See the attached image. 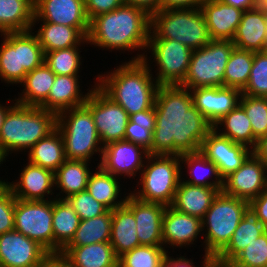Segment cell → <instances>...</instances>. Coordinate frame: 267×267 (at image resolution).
<instances>
[{"label":"cell","mask_w":267,"mask_h":267,"mask_svg":"<svg viewBox=\"0 0 267 267\" xmlns=\"http://www.w3.org/2000/svg\"><path fill=\"white\" fill-rule=\"evenodd\" d=\"M61 252L76 267H118V257L110 242L86 246H66Z\"/></svg>","instance_id":"1f68e13d"},{"label":"cell","mask_w":267,"mask_h":267,"mask_svg":"<svg viewBox=\"0 0 267 267\" xmlns=\"http://www.w3.org/2000/svg\"><path fill=\"white\" fill-rule=\"evenodd\" d=\"M55 77L56 75L43 62L26 74L20 83L24 89L14 100L22 105L40 107L47 100Z\"/></svg>","instance_id":"83f0119b"},{"label":"cell","mask_w":267,"mask_h":267,"mask_svg":"<svg viewBox=\"0 0 267 267\" xmlns=\"http://www.w3.org/2000/svg\"><path fill=\"white\" fill-rule=\"evenodd\" d=\"M134 215L140 245L163 246L162 220L166 206L139 200L131 193L124 204Z\"/></svg>","instance_id":"d6986e66"},{"label":"cell","mask_w":267,"mask_h":267,"mask_svg":"<svg viewBox=\"0 0 267 267\" xmlns=\"http://www.w3.org/2000/svg\"><path fill=\"white\" fill-rule=\"evenodd\" d=\"M37 267H51V266L45 261L43 264Z\"/></svg>","instance_id":"6125c7cd"},{"label":"cell","mask_w":267,"mask_h":267,"mask_svg":"<svg viewBox=\"0 0 267 267\" xmlns=\"http://www.w3.org/2000/svg\"><path fill=\"white\" fill-rule=\"evenodd\" d=\"M193 105L213 126L238 104L242 92L231 87H205L190 90Z\"/></svg>","instance_id":"ffe728a7"},{"label":"cell","mask_w":267,"mask_h":267,"mask_svg":"<svg viewBox=\"0 0 267 267\" xmlns=\"http://www.w3.org/2000/svg\"><path fill=\"white\" fill-rule=\"evenodd\" d=\"M94 83L85 105L92 113L101 144L105 146L111 142L124 140L130 116L97 86V82Z\"/></svg>","instance_id":"4fadbf2b"},{"label":"cell","mask_w":267,"mask_h":267,"mask_svg":"<svg viewBox=\"0 0 267 267\" xmlns=\"http://www.w3.org/2000/svg\"><path fill=\"white\" fill-rule=\"evenodd\" d=\"M183 167L186 168L182 166L180 156L149 154L138 177L136 185L139 188L130 192L139 200L171 206L182 179Z\"/></svg>","instance_id":"8992f818"},{"label":"cell","mask_w":267,"mask_h":267,"mask_svg":"<svg viewBox=\"0 0 267 267\" xmlns=\"http://www.w3.org/2000/svg\"><path fill=\"white\" fill-rule=\"evenodd\" d=\"M267 228L249 205L228 244L213 258L214 267H226L249 243L264 234Z\"/></svg>","instance_id":"cb8c5ba5"},{"label":"cell","mask_w":267,"mask_h":267,"mask_svg":"<svg viewBox=\"0 0 267 267\" xmlns=\"http://www.w3.org/2000/svg\"><path fill=\"white\" fill-rule=\"evenodd\" d=\"M13 101H11L13 103L11 106L10 105L6 106L4 103L0 104V131H1V127L4 123L7 111L16 103L15 100H13ZM3 105H5V106H3Z\"/></svg>","instance_id":"680465c9"},{"label":"cell","mask_w":267,"mask_h":267,"mask_svg":"<svg viewBox=\"0 0 267 267\" xmlns=\"http://www.w3.org/2000/svg\"><path fill=\"white\" fill-rule=\"evenodd\" d=\"M213 128L220 135L229 138L235 143L243 144L252 150L255 148L258 141L254 137L249 118L239 104L217 121L213 125Z\"/></svg>","instance_id":"836d02e7"},{"label":"cell","mask_w":267,"mask_h":267,"mask_svg":"<svg viewBox=\"0 0 267 267\" xmlns=\"http://www.w3.org/2000/svg\"><path fill=\"white\" fill-rule=\"evenodd\" d=\"M257 5H259L263 0H254Z\"/></svg>","instance_id":"e7e4bbea"},{"label":"cell","mask_w":267,"mask_h":267,"mask_svg":"<svg viewBox=\"0 0 267 267\" xmlns=\"http://www.w3.org/2000/svg\"><path fill=\"white\" fill-rule=\"evenodd\" d=\"M167 253L164 246L140 245L118 257V267H161Z\"/></svg>","instance_id":"b9f144b4"},{"label":"cell","mask_w":267,"mask_h":267,"mask_svg":"<svg viewBox=\"0 0 267 267\" xmlns=\"http://www.w3.org/2000/svg\"><path fill=\"white\" fill-rule=\"evenodd\" d=\"M56 128L62 135L67 160L91 162L98 153L101 160L103 145L92 113L85 104L57 114Z\"/></svg>","instance_id":"52a82bcc"},{"label":"cell","mask_w":267,"mask_h":267,"mask_svg":"<svg viewBox=\"0 0 267 267\" xmlns=\"http://www.w3.org/2000/svg\"><path fill=\"white\" fill-rule=\"evenodd\" d=\"M34 0H0V33L31 30Z\"/></svg>","instance_id":"d590c367"},{"label":"cell","mask_w":267,"mask_h":267,"mask_svg":"<svg viewBox=\"0 0 267 267\" xmlns=\"http://www.w3.org/2000/svg\"><path fill=\"white\" fill-rule=\"evenodd\" d=\"M149 39H172L192 50L211 40L200 8H172L153 13Z\"/></svg>","instance_id":"5b68a950"},{"label":"cell","mask_w":267,"mask_h":267,"mask_svg":"<svg viewBox=\"0 0 267 267\" xmlns=\"http://www.w3.org/2000/svg\"><path fill=\"white\" fill-rule=\"evenodd\" d=\"M84 2L89 21L97 15L117 9L124 3L123 0H84Z\"/></svg>","instance_id":"681fc988"},{"label":"cell","mask_w":267,"mask_h":267,"mask_svg":"<svg viewBox=\"0 0 267 267\" xmlns=\"http://www.w3.org/2000/svg\"><path fill=\"white\" fill-rule=\"evenodd\" d=\"M46 262L51 267H76L62 252L48 253Z\"/></svg>","instance_id":"11a10c76"},{"label":"cell","mask_w":267,"mask_h":267,"mask_svg":"<svg viewBox=\"0 0 267 267\" xmlns=\"http://www.w3.org/2000/svg\"><path fill=\"white\" fill-rule=\"evenodd\" d=\"M48 253L38 242L16 230L0 235L1 267H37L46 261Z\"/></svg>","instance_id":"ac0fdd59"},{"label":"cell","mask_w":267,"mask_h":267,"mask_svg":"<svg viewBox=\"0 0 267 267\" xmlns=\"http://www.w3.org/2000/svg\"><path fill=\"white\" fill-rule=\"evenodd\" d=\"M266 22H267V10H266ZM266 50H267V27H266Z\"/></svg>","instance_id":"be15d7a7"},{"label":"cell","mask_w":267,"mask_h":267,"mask_svg":"<svg viewBox=\"0 0 267 267\" xmlns=\"http://www.w3.org/2000/svg\"><path fill=\"white\" fill-rule=\"evenodd\" d=\"M242 94L267 98V50L254 52L249 80Z\"/></svg>","instance_id":"bcb514c9"},{"label":"cell","mask_w":267,"mask_h":267,"mask_svg":"<svg viewBox=\"0 0 267 267\" xmlns=\"http://www.w3.org/2000/svg\"><path fill=\"white\" fill-rule=\"evenodd\" d=\"M180 160L181 164L187 165V171L185 172L188 173L187 176L189 178L187 176L183 178L184 175H182L184 182L191 185L214 187L222 191L223 178L220 176L217 166L212 161H209L200 151L184 153L180 156ZM209 179L210 181H208Z\"/></svg>","instance_id":"8d00e7d4"},{"label":"cell","mask_w":267,"mask_h":267,"mask_svg":"<svg viewBox=\"0 0 267 267\" xmlns=\"http://www.w3.org/2000/svg\"><path fill=\"white\" fill-rule=\"evenodd\" d=\"M15 201L9 188L0 195V235L14 230Z\"/></svg>","instance_id":"c3c4849f"},{"label":"cell","mask_w":267,"mask_h":267,"mask_svg":"<svg viewBox=\"0 0 267 267\" xmlns=\"http://www.w3.org/2000/svg\"><path fill=\"white\" fill-rule=\"evenodd\" d=\"M80 47L74 46L46 52L44 53V63L55 75H78L82 64Z\"/></svg>","instance_id":"7bdbcfd3"},{"label":"cell","mask_w":267,"mask_h":267,"mask_svg":"<svg viewBox=\"0 0 267 267\" xmlns=\"http://www.w3.org/2000/svg\"><path fill=\"white\" fill-rule=\"evenodd\" d=\"M267 188V166L252 153L234 172L223 179L222 191L250 202Z\"/></svg>","instance_id":"9a60e30c"},{"label":"cell","mask_w":267,"mask_h":267,"mask_svg":"<svg viewBox=\"0 0 267 267\" xmlns=\"http://www.w3.org/2000/svg\"><path fill=\"white\" fill-rule=\"evenodd\" d=\"M112 210L87 220H81L75 235L67 246H86L89 244L110 242Z\"/></svg>","instance_id":"f35d334b"},{"label":"cell","mask_w":267,"mask_h":267,"mask_svg":"<svg viewBox=\"0 0 267 267\" xmlns=\"http://www.w3.org/2000/svg\"><path fill=\"white\" fill-rule=\"evenodd\" d=\"M3 162H4V161H3L2 158L0 157V164H3ZM0 166H1V165H0Z\"/></svg>","instance_id":"03108f58"},{"label":"cell","mask_w":267,"mask_h":267,"mask_svg":"<svg viewBox=\"0 0 267 267\" xmlns=\"http://www.w3.org/2000/svg\"><path fill=\"white\" fill-rule=\"evenodd\" d=\"M89 161L85 160H66L55 172V189L61 190L55 198L66 199L71 195L85 191L87 182L92 169L89 168Z\"/></svg>","instance_id":"4dcf8cb0"},{"label":"cell","mask_w":267,"mask_h":267,"mask_svg":"<svg viewBox=\"0 0 267 267\" xmlns=\"http://www.w3.org/2000/svg\"><path fill=\"white\" fill-rule=\"evenodd\" d=\"M234 47L232 40L211 39L202 48L193 50L187 75L180 86L189 90L223 87L226 64Z\"/></svg>","instance_id":"30bf717a"},{"label":"cell","mask_w":267,"mask_h":267,"mask_svg":"<svg viewBox=\"0 0 267 267\" xmlns=\"http://www.w3.org/2000/svg\"><path fill=\"white\" fill-rule=\"evenodd\" d=\"M156 124L155 107L130 115L124 140L143 147H152V135Z\"/></svg>","instance_id":"60d3db41"},{"label":"cell","mask_w":267,"mask_h":267,"mask_svg":"<svg viewBox=\"0 0 267 267\" xmlns=\"http://www.w3.org/2000/svg\"><path fill=\"white\" fill-rule=\"evenodd\" d=\"M110 244L117 257L140 246L136 233V220L125 205L112 210Z\"/></svg>","instance_id":"f546056e"},{"label":"cell","mask_w":267,"mask_h":267,"mask_svg":"<svg viewBox=\"0 0 267 267\" xmlns=\"http://www.w3.org/2000/svg\"><path fill=\"white\" fill-rule=\"evenodd\" d=\"M28 152V161L55 172L67 159L62 135L56 128L40 139Z\"/></svg>","instance_id":"74e56055"},{"label":"cell","mask_w":267,"mask_h":267,"mask_svg":"<svg viewBox=\"0 0 267 267\" xmlns=\"http://www.w3.org/2000/svg\"><path fill=\"white\" fill-rule=\"evenodd\" d=\"M154 107L156 124L149 154L181 156L200 151L213 126L193 105L188 88L159 85Z\"/></svg>","instance_id":"6da1fadb"},{"label":"cell","mask_w":267,"mask_h":267,"mask_svg":"<svg viewBox=\"0 0 267 267\" xmlns=\"http://www.w3.org/2000/svg\"><path fill=\"white\" fill-rule=\"evenodd\" d=\"M147 51L151 52L157 66L155 79L159 85H180L184 81L193 52L191 48L172 39H149Z\"/></svg>","instance_id":"7c38bea8"},{"label":"cell","mask_w":267,"mask_h":267,"mask_svg":"<svg viewBox=\"0 0 267 267\" xmlns=\"http://www.w3.org/2000/svg\"><path fill=\"white\" fill-rule=\"evenodd\" d=\"M149 153L143 147L122 140L115 141L103 146L102 157L97 166L105 172L132 179L140 174Z\"/></svg>","instance_id":"2e32d148"},{"label":"cell","mask_w":267,"mask_h":267,"mask_svg":"<svg viewBox=\"0 0 267 267\" xmlns=\"http://www.w3.org/2000/svg\"><path fill=\"white\" fill-rule=\"evenodd\" d=\"M57 114L40 107L15 103L5 116L0 131V157L30 150L56 129Z\"/></svg>","instance_id":"277c9868"},{"label":"cell","mask_w":267,"mask_h":267,"mask_svg":"<svg viewBox=\"0 0 267 267\" xmlns=\"http://www.w3.org/2000/svg\"><path fill=\"white\" fill-rule=\"evenodd\" d=\"M226 267H267V231L249 243Z\"/></svg>","instance_id":"f6af8a7d"},{"label":"cell","mask_w":267,"mask_h":267,"mask_svg":"<svg viewBox=\"0 0 267 267\" xmlns=\"http://www.w3.org/2000/svg\"><path fill=\"white\" fill-rule=\"evenodd\" d=\"M0 80L20 84L26 74L44 62V52L32 30L0 34Z\"/></svg>","instance_id":"ba28073f"},{"label":"cell","mask_w":267,"mask_h":267,"mask_svg":"<svg viewBox=\"0 0 267 267\" xmlns=\"http://www.w3.org/2000/svg\"><path fill=\"white\" fill-rule=\"evenodd\" d=\"M210 39L232 40L243 10L220 0H204L200 6Z\"/></svg>","instance_id":"603a6c76"},{"label":"cell","mask_w":267,"mask_h":267,"mask_svg":"<svg viewBox=\"0 0 267 267\" xmlns=\"http://www.w3.org/2000/svg\"><path fill=\"white\" fill-rule=\"evenodd\" d=\"M253 61V51L234 47L226 64L224 87L235 88L242 92L248 83Z\"/></svg>","instance_id":"ab89813d"},{"label":"cell","mask_w":267,"mask_h":267,"mask_svg":"<svg viewBox=\"0 0 267 267\" xmlns=\"http://www.w3.org/2000/svg\"><path fill=\"white\" fill-rule=\"evenodd\" d=\"M204 0H160V10L172 8H200Z\"/></svg>","instance_id":"f5cc1de1"},{"label":"cell","mask_w":267,"mask_h":267,"mask_svg":"<svg viewBox=\"0 0 267 267\" xmlns=\"http://www.w3.org/2000/svg\"><path fill=\"white\" fill-rule=\"evenodd\" d=\"M53 199L15 201L14 230L54 253Z\"/></svg>","instance_id":"8fae6325"},{"label":"cell","mask_w":267,"mask_h":267,"mask_svg":"<svg viewBox=\"0 0 267 267\" xmlns=\"http://www.w3.org/2000/svg\"><path fill=\"white\" fill-rule=\"evenodd\" d=\"M202 220L167 206L162 220V239L165 249L183 248L195 244L200 237ZM169 245V246H168ZM171 246V247H170Z\"/></svg>","instance_id":"44dd1931"},{"label":"cell","mask_w":267,"mask_h":267,"mask_svg":"<svg viewBox=\"0 0 267 267\" xmlns=\"http://www.w3.org/2000/svg\"><path fill=\"white\" fill-rule=\"evenodd\" d=\"M8 188L7 180L0 179V195H2Z\"/></svg>","instance_id":"91938a15"},{"label":"cell","mask_w":267,"mask_h":267,"mask_svg":"<svg viewBox=\"0 0 267 267\" xmlns=\"http://www.w3.org/2000/svg\"><path fill=\"white\" fill-rule=\"evenodd\" d=\"M266 9L257 5L245 10L237 27L233 44L236 48L253 52L266 51Z\"/></svg>","instance_id":"d4e9b609"},{"label":"cell","mask_w":267,"mask_h":267,"mask_svg":"<svg viewBox=\"0 0 267 267\" xmlns=\"http://www.w3.org/2000/svg\"><path fill=\"white\" fill-rule=\"evenodd\" d=\"M200 152L217 166L220 176L224 179L236 171L253 150L231 141L212 128L204 138Z\"/></svg>","instance_id":"e0dca14e"},{"label":"cell","mask_w":267,"mask_h":267,"mask_svg":"<svg viewBox=\"0 0 267 267\" xmlns=\"http://www.w3.org/2000/svg\"><path fill=\"white\" fill-rule=\"evenodd\" d=\"M120 179L97 166L95 173L92 171L89 175L86 190L95 200L102 203L109 210H114L123 206L128 197L127 194L123 199L121 198L122 193L120 191L123 184H120Z\"/></svg>","instance_id":"d6a6232c"},{"label":"cell","mask_w":267,"mask_h":267,"mask_svg":"<svg viewBox=\"0 0 267 267\" xmlns=\"http://www.w3.org/2000/svg\"><path fill=\"white\" fill-rule=\"evenodd\" d=\"M38 31H34L43 52L68 49L87 44V38L75 27L52 22H41Z\"/></svg>","instance_id":"f1b7e54d"},{"label":"cell","mask_w":267,"mask_h":267,"mask_svg":"<svg viewBox=\"0 0 267 267\" xmlns=\"http://www.w3.org/2000/svg\"><path fill=\"white\" fill-rule=\"evenodd\" d=\"M41 21L75 27L87 38L89 19L84 0H34L31 30L34 31L36 23Z\"/></svg>","instance_id":"5bb4252c"},{"label":"cell","mask_w":267,"mask_h":267,"mask_svg":"<svg viewBox=\"0 0 267 267\" xmlns=\"http://www.w3.org/2000/svg\"><path fill=\"white\" fill-rule=\"evenodd\" d=\"M203 260H201L202 265L200 267H214L213 258L206 254L203 255ZM194 264V265H193ZM195 263L193 262V259L185 258L184 256L180 257H172L169 256L168 253L166 254V257L161 265V267H195Z\"/></svg>","instance_id":"f907efd6"},{"label":"cell","mask_w":267,"mask_h":267,"mask_svg":"<svg viewBox=\"0 0 267 267\" xmlns=\"http://www.w3.org/2000/svg\"><path fill=\"white\" fill-rule=\"evenodd\" d=\"M223 3L229 4L242 9L243 11L253 9L257 6L254 0H220Z\"/></svg>","instance_id":"6f0895ef"},{"label":"cell","mask_w":267,"mask_h":267,"mask_svg":"<svg viewBox=\"0 0 267 267\" xmlns=\"http://www.w3.org/2000/svg\"><path fill=\"white\" fill-rule=\"evenodd\" d=\"M21 170L18 180L8 182L14 197L20 200H50L48 195L54 194L55 189L54 172L29 161Z\"/></svg>","instance_id":"7402d4cb"},{"label":"cell","mask_w":267,"mask_h":267,"mask_svg":"<svg viewBox=\"0 0 267 267\" xmlns=\"http://www.w3.org/2000/svg\"><path fill=\"white\" fill-rule=\"evenodd\" d=\"M151 16L143 9L122 4L89 21L87 43L105 50L144 51L129 61H142L150 36ZM144 49V50H143Z\"/></svg>","instance_id":"7a4b0ae2"},{"label":"cell","mask_w":267,"mask_h":267,"mask_svg":"<svg viewBox=\"0 0 267 267\" xmlns=\"http://www.w3.org/2000/svg\"><path fill=\"white\" fill-rule=\"evenodd\" d=\"M248 206L247 200L219 191L202 219L204 253L214 258L228 244Z\"/></svg>","instance_id":"9c48e42d"},{"label":"cell","mask_w":267,"mask_h":267,"mask_svg":"<svg viewBox=\"0 0 267 267\" xmlns=\"http://www.w3.org/2000/svg\"><path fill=\"white\" fill-rule=\"evenodd\" d=\"M79 75H56L47 100L40 106L47 111L60 112L84 105L91 89L83 94Z\"/></svg>","instance_id":"484cf974"},{"label":"cell","mask_w":267,"mask_h":267,"mask_svg":"<svg viewBox=\"0 0 267 267\" xmlns=\"http://www.w3.org/2000/svg\"><path fill=\"white\" fill-rule=\"evenodd\" d=\"M147 56L146 53L142 61H125L112 71H107V75L104 72L94 78L97 86L129 116L151 109L155 104L159 84L150 69L151 58Z\"/></svg>","instance_id":"3957f363"},{"label":"cell","mask_w":267,"mask_h":267,"mask_svg":"<svg viewBox=\"0 0 267 267\" xmlns=\"http://www.w3.org/2000/svg\"><path fill=\"white\" fill-rule=\"evenodd\" d=\"M259 6H261L262 8H265L267 10V0H263Z\"/></svg>","instance_id":"94428289"},{"label":"cell","mask_w":267,"mask_h":267,"mask_svg":"<svg viewBox=\"0 0 267 267\" xmlns=\"http://www.w3.org/2000/svg\"><path fill=\"white\" fill-rule=\"evenodd\" d=\"M253 153L267 166V135L257 141Z\"/></svg>","instance_id":"9f6ffc18"},{"label":"cell","mask_w":267,"mask_h":267,"mask_svg":"<svg viewBox=\"0 0 267 267\" xmlns=\"http://www.w3.org/2000/svg\"><path fill=\"white\" fill-rule=\"evenodd\" d=\"M66 200L74 208L81 220L98 217L109 210L102 203L95 200L87 190L71 195Z\"/></svg>","instance_id":"7dc6e473"},{"label":"cell","mask_w":267,"mask_h":267,"mask_svg":"<svg viewBox=\"0 0 267 267\" xmlns=\"http://www.w3.org/2000/svg\"><path fill=\"white\" fill-rule=\"evenodd\" d=\"M123 2L145 10L150 16L160 10V0H123Z\"/></svg>","instance_id":"db71d44e"},{"label":"cell","mask_w":267,"mask_h":267,"mask_svg":"<svg viewBox=\"0 0 267 267\" xmlns=\"http://www.w3.org/2000/svg\"><path fill=\"white\" fill-rule=\"evenodd\" d=\"M218 193L217 188L191 185L181 179L171 207L202 220Z\"/></svg>","instance_id":"4316f807"},{"label":"cell","mask_w":267,"mask_h":267,"mask_svg":"<svg viewBox=\"0 0 267 267\" xmlns=\"http://www.w3.org/2000/svg\"><path fill=\"white\" fill-rule=\"evenodd\" d=\"M80 217L66 199L53 200L54 252H61L73 239Z\"/></svg>","instance_id":"e575fe53"},{"label":"cell","mask_w":267,"mask_h":267,"mask_svg":"<svg viewBox=\"0 0 267 267\" xmlns=\"http://www.w3.org/2000/svg\"><path fill=\"white\" fill-rule=\"evenodd\" d=\"M239 105L250 120L254 137L259 140L267 135V98L241 94Z\"/></svg>","instance_id":"ee69618b"},{"label":"cell","mask_w":267,"mask_h":267,"mask_svg":"<svg viewBox=\"0 0 267 267\" xmlns=\"http://www.w3.org/2000/svg\"><path fill=\"white\" fill-rule=\"evenodd\" d=\"M249 205L257 213L259 221L267 228V188L258 197L253 198Z\"/></svg>","instance_id":"816d5d0a"}]
</instances>
